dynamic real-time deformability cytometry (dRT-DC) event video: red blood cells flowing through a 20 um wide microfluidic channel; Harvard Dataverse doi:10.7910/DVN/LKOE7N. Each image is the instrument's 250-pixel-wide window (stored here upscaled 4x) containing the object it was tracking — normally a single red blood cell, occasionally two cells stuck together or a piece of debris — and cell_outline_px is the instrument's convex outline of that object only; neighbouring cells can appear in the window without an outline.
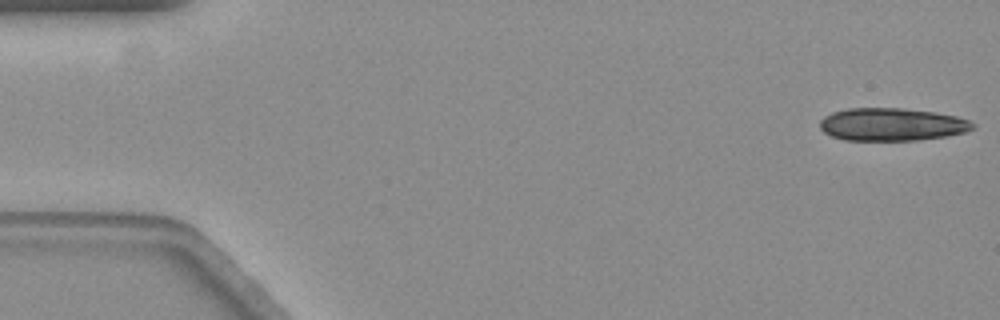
{"species": "common noctule bat (a hibernating species)", "species_latin": "Nyctalus noctula", "temperature_condition": "warm", "stored_images_in_passage": 23, "camera_frame_rate_fps": 3000, "um_per_image_px": 0.085, "animal": {"sex": "female", "body_mass_g": 19.3, "forearm_length_mm": 54.1}, "frame": {"image": 1, "passage_image": 1, "time_ms": 0.0, "image_size_px": [1000, 320], "cell_outline_px": [[976, 124], [972, 128], [964, 132], [948, 136], [916, 140], [844, 140], [832, 136], [824, 132], [820, 128], [820, 120], [824, 116], [832, 112], [848, 108], [904, 108], [936, 112], [956, 116], [968, 120]], "centroid_in_image_um": [75.8, 10.57], "position_along_channel_um": 9.2, "area_um2": 29.25}}
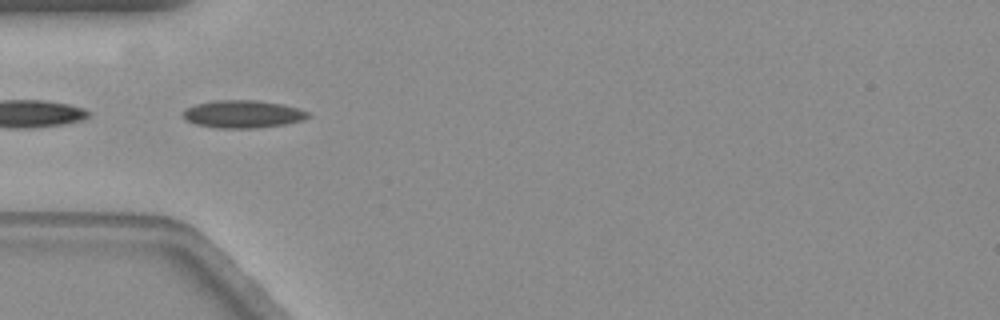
{"frame": {"image": 2, "passage_image": 18, "time_ms": 5.667, "image_size_px": [1000, 320], "cell_outline_px": [[308, 116], [304, 120], [284, 124], [256, 128], [216, 128], [196, 124], [184, 120], [180, 116], [184, 108], [196, 104], [212, 100], [256, 100], [284, 104], [308, 112]], "centroid_in_image_um": [20.56, 9.69], "position_along_channel_um": 64.4, "area_um2": 20.35}}